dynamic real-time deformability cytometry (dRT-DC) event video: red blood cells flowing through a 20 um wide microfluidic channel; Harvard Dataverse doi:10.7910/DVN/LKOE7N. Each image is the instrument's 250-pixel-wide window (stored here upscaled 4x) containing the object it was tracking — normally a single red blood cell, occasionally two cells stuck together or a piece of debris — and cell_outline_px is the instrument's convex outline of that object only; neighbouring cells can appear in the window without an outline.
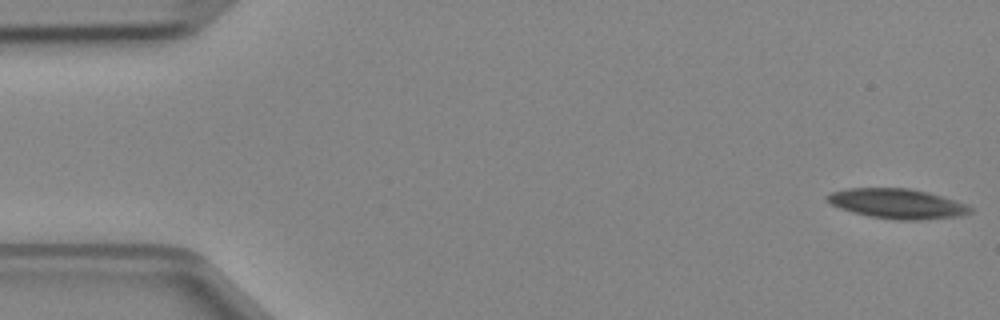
{"species": "Egyptian fruit bat (a non-hibernating species)", "species_latin": "Rousettus aegyptiacus", "temperature_condition": "cold", "stored_images_in_passage": 47, "camera_frame_rate_fps": 3000, "um_per_image_px": 0.085, "animal": {"sex": "female"}, "frame": {"image": 1, "passage_image": 1, "time_ms": 0.0, "image_size_px": [1000, 320], "cell_outline_px": [[972, 212], [960, 216], [920, 220], [896, 220], [872, 216], [852, 212], [840, 208], [832, 204], [824, 196], [832, 192], [848, 188], [908, 188], [928, 192], [956, 200], [968, 204], [972, 208]], "centroid_in_image_um": [76.31, 17.31], "position_along_channel_um": 8.7, "area_um2": 24.85}}
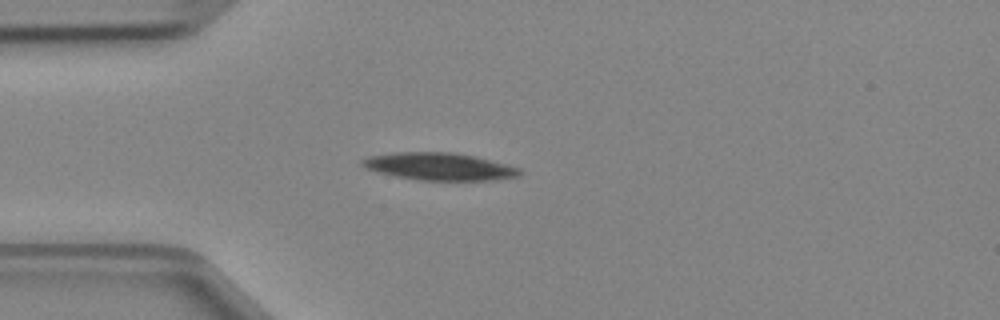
{"frame": {"image": 2, "passage_image": 12, "time_ms": 3.667, "image_size_px": [1000, 320], "cell_outline_px": [[524, 172], [520, 176], [496, 180], [420, 180], [396, 176], [364, 168], [360, 164], [360, 160], [368, 156], [396, 152], [452, 152], [472, 156], [520, 168]], "centroid_in_image_um": [37.33, 14.15], "position_along_channel_um": 47.7, "area_um2": 25.03}}
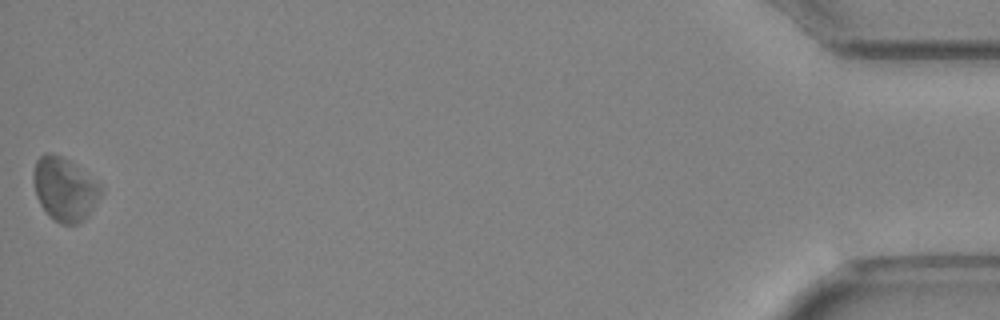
{"frame": {"image": 3, "passage_image": 47, "time_ms": 15.333, "image_size_px": [1000, 320], "cell_outline_px": [[100, 192], [88, 216], [80, 224], [60, 224], [48, 216], [40, 204], [36, 196], [32, 180], [32, 172], [36, 160], [44, 152], [52, 152], [68, 160], [100, 184]], "centroid_in_image_um": [5.42, 16.08], "position_along_channel_um": 429.8, "area_um2": 24.8}}